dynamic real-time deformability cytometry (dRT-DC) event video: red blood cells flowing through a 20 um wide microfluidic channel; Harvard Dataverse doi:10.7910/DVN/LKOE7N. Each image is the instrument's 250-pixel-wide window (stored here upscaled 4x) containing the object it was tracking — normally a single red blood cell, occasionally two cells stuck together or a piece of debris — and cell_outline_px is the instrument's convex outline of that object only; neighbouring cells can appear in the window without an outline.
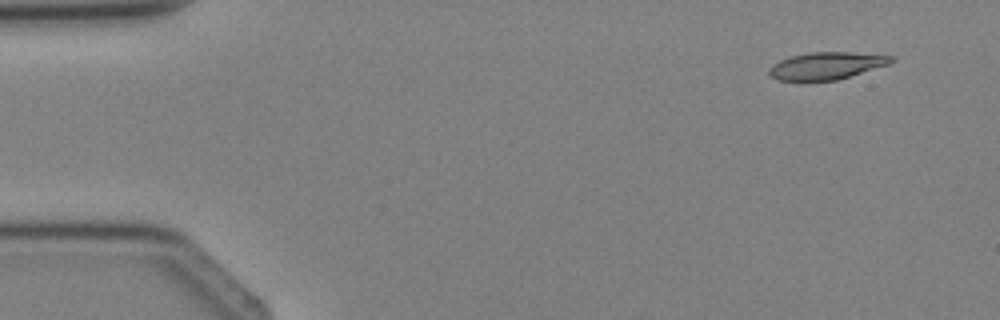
{"species": "Egyptian fruit bat (a non-hibernating species)", "species_latin": "Rousettus aegyptiacus", "temperature_condition": "cold", "stored_images_in_passage": 3, "camera_frame_rate_fps": 3000, "um_per_image_px": 0.085, "animal": {"sex": "female"}, "frame": {"image": 1, "passage_image": 1, "time_ms": 0.0, "image_size_px": [1000, 320], "cell_outline_px": [[896, 60], [888, 64], [836, 80], [776, 80], [768, 72], [768, 68], [772, 64], [780, 60], [792, 56], [808, 52], [852, 52], [896, 56]], "centroid_in_image_um": [70.25, 5.57], "position_along_channel_um": 14.7, "area_um2": 19.25}}
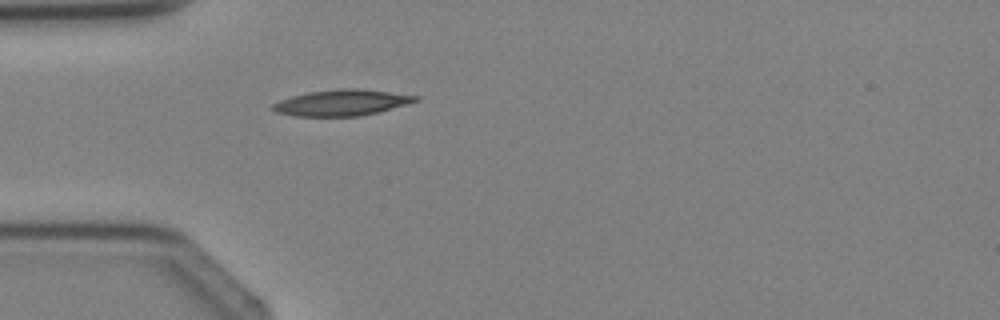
{"frame": {"image": 2, "passage_image": 3, "time_ms": 2.667, "image_size_px": [1000, 320], "cell_outline_px": [[420, 100], [408, 104], [380, 112], [360, 116], [292, 116], [276, 112], [272, 108], [272, 104], [280, 100], [292, 96], [308, 92], [340, 88], [356, 88], [420, 96]], "centroid_in_image_um": [29.07, 8.73], "position_along_channel_um": 55.9, "area_um2": 21.73}}